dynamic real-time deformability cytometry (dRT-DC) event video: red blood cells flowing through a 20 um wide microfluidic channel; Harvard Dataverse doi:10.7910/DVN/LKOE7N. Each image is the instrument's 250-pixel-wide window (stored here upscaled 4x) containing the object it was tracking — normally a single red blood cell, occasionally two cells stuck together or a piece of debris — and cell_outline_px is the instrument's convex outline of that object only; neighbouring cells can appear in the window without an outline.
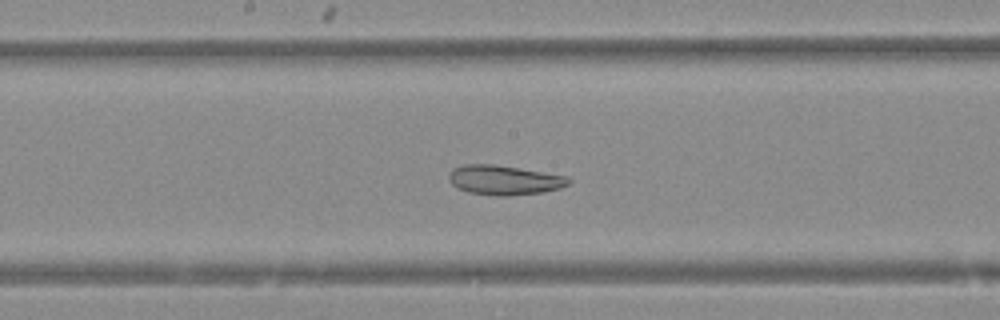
{"species": "Egyptian fruit bat (a non-hibernating species)", "species_latin": "Rousettus aegyptiacus", "temperature_condition": "warm", "stored_images_in_passage": 49, "camera_frame_rate_fps": 3000, "um_per_image_px": 0.085, "animal": {"sex": "female"}, "frame": {"image": 1, "passage_image": 26, "time_ms": 8.333, "image_size_px": [1000, 320], "cell_outline_px": [[572, 180], [568, 184], [560, 188], [544, 192], [508, 196], [496, 196], [468, 192], [452, 184], [448, 180], [448, 176], [452, 168], [464, 164], [492, 164], [568, 176]], "centroid_in_image_um": [42.85, 15.31], "position_along_channel_um": 205.3, "area_um2": 20.63}}
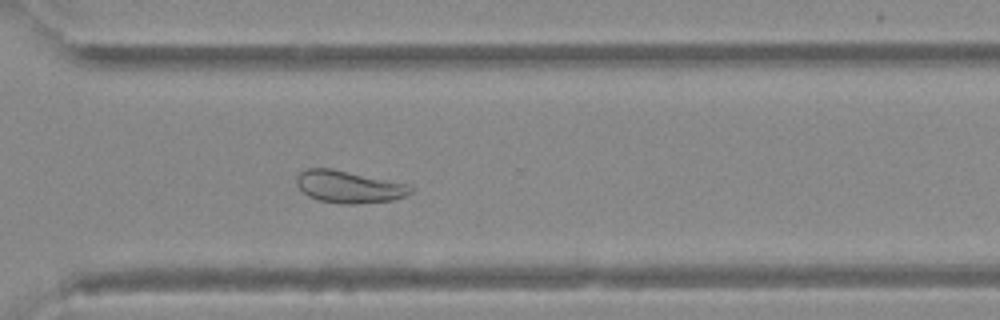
{"frame": {"image": 2, "passage_image": 36, "time_ms": 11.667, "image_size_px": [1000, 320], "cell_outline_px": [[412, 192], [404, 196], [392, 200], [356, 204], [340, 204], [316, 200], [308, 196], [296, 184], [296, 176], [304, 168], [332, 168], [408, 184], [412, 188]], "centroid_in_image_um": [29.61, 15.87], "position_along_channel_um": 341.0, "area_um2": 21.5}}
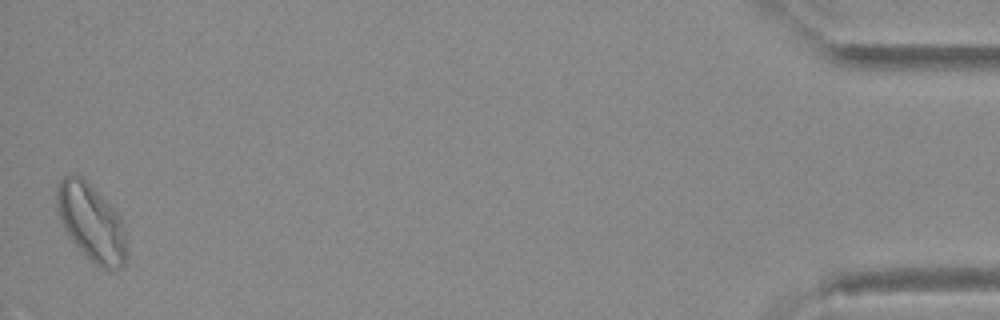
{"frame": {"image": 3, "passage_image": 49, "time_ms": 16.0, "image_size_px": [1000, 320], "cell_outline_px": [[128, 252], [124, 264], [120, 268], [108, 272], [100, 268], [72, 240], [64, 228], [56, 204], [56, 184], [64, 176], [80, 176], [120, 216], [124, 228]], "centroid_in_image_um": [7.79, 18.97], "position_along_channel_um": 427.4, "area_um2": 30.81}}